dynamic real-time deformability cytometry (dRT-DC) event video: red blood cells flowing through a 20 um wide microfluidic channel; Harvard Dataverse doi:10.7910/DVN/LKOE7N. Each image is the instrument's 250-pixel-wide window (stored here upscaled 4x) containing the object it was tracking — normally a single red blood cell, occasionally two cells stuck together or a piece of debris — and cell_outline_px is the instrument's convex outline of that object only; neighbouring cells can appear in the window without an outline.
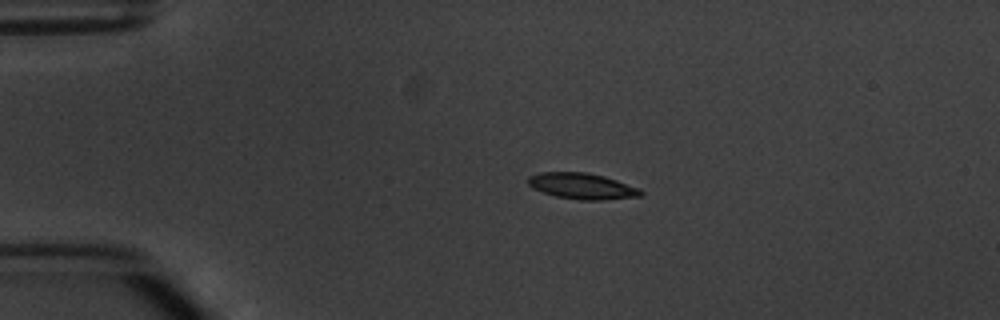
{"species": "common noctule bat (a hibernating species)", "species_latin": "Nyctalus noctula", "temperature_condition": "warm", "stored_images_in_passage": 5, "camera_frame_rate_fps": 3000, "um_per_image_px": 0.085, "animal": {"sex": "male", "body_mass_g": 20.1, "forearm_length_mm": 53.5}, "frame": {"image": 1, "passage_image": 2, "time_ms": 2.0, "image_size_px": [1000, 320], "cell_outline_px": [[644, 192], [640, 196], [604, 200], [580, 200], [556, 196], [532, 188], [528, 184], [528, 176], [540, 172], [588, 172], [604, 176], [640, 188]], "centroid_in_image_um": [49.48, 15.81], "position_along_channel_um": 35.5, "area_um2": 17.11}}
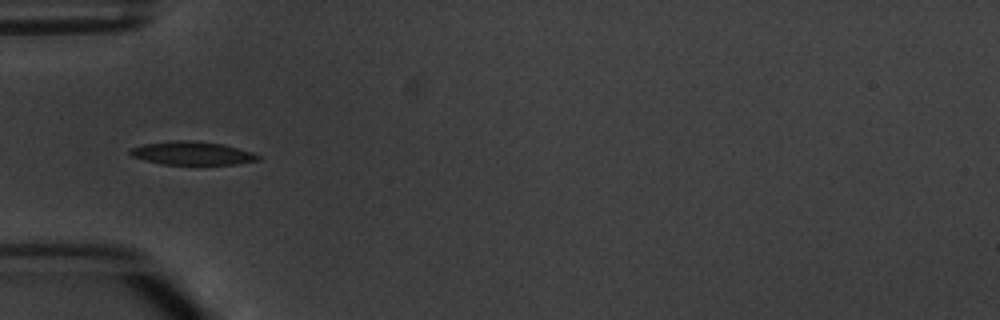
{"frame": {"image": 2, "passage_image": 4, "time_ms": 4.0, "image_size_px": [1000, 320], "cell_outline_px": [[260, 160], [236, 164], [160, 164], [144, 160], [132, 156], [128, 152], [132, 148], [144, 144], [172, 140], [188, 140], [224, 144], [252, 152], [260, 156]], "centroid_in_image_um": [16.33, 13.02], "position_along_channel_um": 68.7, "area_um2": 17.34}}